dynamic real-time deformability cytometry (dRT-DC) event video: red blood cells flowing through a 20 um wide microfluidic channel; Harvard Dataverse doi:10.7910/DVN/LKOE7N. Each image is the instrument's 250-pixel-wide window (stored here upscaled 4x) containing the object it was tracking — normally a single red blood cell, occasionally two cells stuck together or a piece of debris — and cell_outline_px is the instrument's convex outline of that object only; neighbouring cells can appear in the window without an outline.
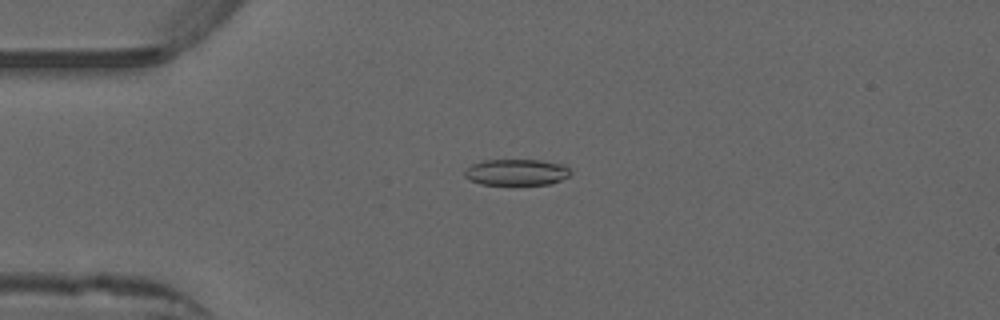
{"species": "common noctule bat (a hibernating species)", "species_latin": "Nyctalus noctula", "temperature_condition": "warm", "stored_images_in_passage": 40, "camera_frame_rate_fps": 3000, "um_per_image_px": 0.085, "animal": {"sex": "male", "forearm_length_mm": 52.5}, "frame": {"image": 1, "passage_image": 1, "time_ms": 0.0, "image_size_px": [1000, 320], "cell_outline_px": [[572, 172], [568, 176], [552, 184], [516, 188], [480, 184], [468, 180], [464, 176], [464, 172], [472, 164], [480, 160], [540, 160], [564, 164]], "centroid_in_image_um": [43.89, 14.7], "position_along_channel_um": 41.1, "area_um2": 17.28}}
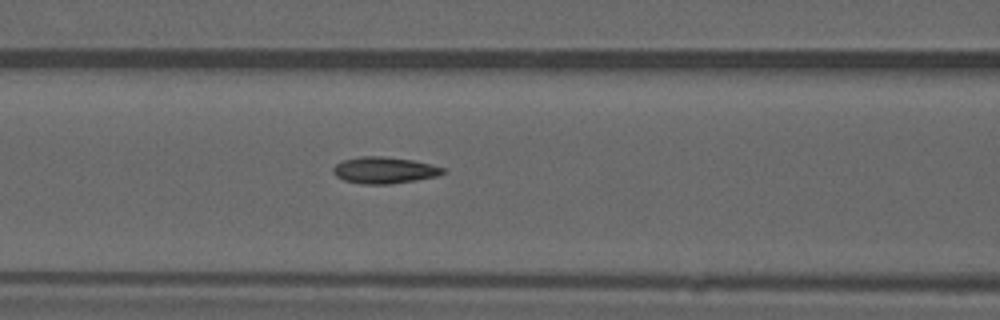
{"frame": {"image": 2, "passage_image": 10, "time_ms": 3.0, "image_size_px": [1000, 320], "cell_outline_px": [[444, 172], [436, 176], [416, 180], [392, 184], [364, 184], [344, 180], [336, 176], [332, 172], [332, 168], [336, 164], [344, 160], [360, 156], [384, 156], [412, 160], [432, 164], [444, 168]], "centroid_in_image_um": [32.65, 14.46], "position_along_channel_um": 134.0, "area_um2": 16.94}}
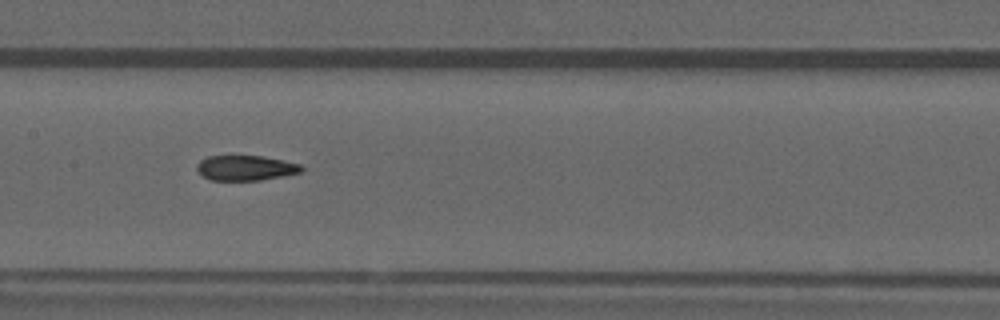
{"frame": {"image": 3, "passage_image": 14, "time_ms": 4.333, "image_size_px": [1000, 320], "cell_outline_px": [[304, 168], [300, 172], [284, 176], [260, 180], [212, 180], [204, 176], [196, 168], [196, 164], [200, 160], [208, 156], [232, 152], [264, 156], [300, 164]], "centroid_in_image_um": [20.84, 14.21], "position_along_channel_um": 186.6, "area_um2": 16.01}, "authors_computed_cell_mechanics": {"area_um2": 16.2129, "velocity_mm_per_s": 3.9493, "shape_relaxation_time_tau1_ms": null, "shape_relaxation_time_tau2_ms": 2.5295, "deformation_change_tau1": null, "deformation_change_tau2": 0.0948}}